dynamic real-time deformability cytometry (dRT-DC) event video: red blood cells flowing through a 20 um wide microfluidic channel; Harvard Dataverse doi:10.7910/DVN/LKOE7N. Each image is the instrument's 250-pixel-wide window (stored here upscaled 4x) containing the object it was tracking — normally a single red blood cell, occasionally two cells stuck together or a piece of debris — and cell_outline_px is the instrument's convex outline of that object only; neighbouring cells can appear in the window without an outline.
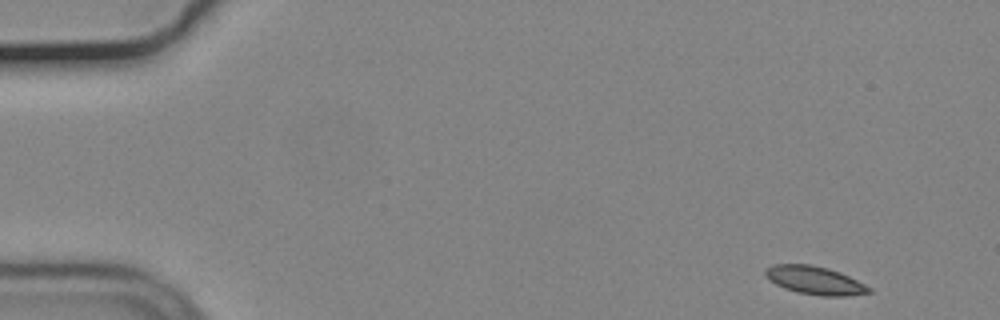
{"species": "common noctule bat (a hibernating species)", "species_latin": "Nyctalus noctula", "temperature_condition": "cold", "stored_images_in_passage": 52, "camera_frame_rate_fps": 3000, "um_per_image_px": 0.085, "animal": {"sex": "male", "body_mass_g": 19.2, "forearm_length_mm": 51.8}, "frame": {"image": 1, "passage_image": 1, "time_ms": 0.0, "image_size_px": [1000, 320], "cell_outline_px": [[872, 292], [844, 296], [820, 296], [796, 292], [784, 288], [768, 280], [764, 276], [764, 268], [772, 264], [812, 264], [828, 268], [840, 272], [872, 288]], "centroid_in_image_um": [69.2, 23.82], "position_along_channel_um": 15.8, "area_um2": 17.22}}
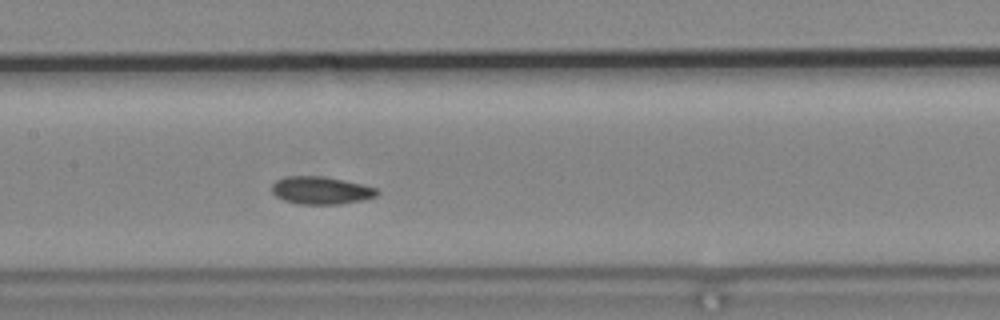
{"frame": {"image": 2, "passage_image": 24, "time_ms": 7.667, "image_size_px": [1000, 320], "cell_outline_px": [[380, 192], [376, 196], [364, 200], [340, 204], [300, 204], [284, 200], [276, 196], [272, 192], [272, 184], [276, 180], [284, 176], [320, 176], [344, 180], [376, 188]], "centroid_in_image_um": [27.27, 16.18], "position_along_channel_um": 180.1, "area_um2": 16.94}}
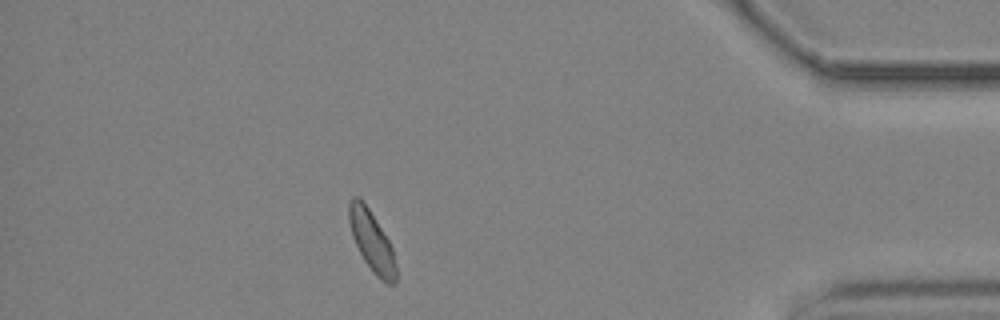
{"frame": {"image": 3, "passage_image": 46, "time_ms": 15.0, "image_size_px": [1000, 320], "cell_outline_px": [[396, 284], [388, 284], [380, 280], [376, 276], [364, 260], [352, 236], [348, 220], [348, 204], [352, 196], [356, 196], [368, 208], [388, 240], [392, 248], [396, 264]], "centroid_in_image_um": [31.59, 20.54], "position_along_channel_um": 403.6, "area_um2": 16.3}, "authors_computed_cell_mechanics": {"area_um2": 16.8776, "velocity_mm_per_s": 3.6594, "shape_relaxation_time_tau1_ms": 3.5402, "shape_relaxation_time_tau2_ms": 3.0737, "deformation_change_tau1": 0.0862, "deformation_change_tau2": 0.0674}}